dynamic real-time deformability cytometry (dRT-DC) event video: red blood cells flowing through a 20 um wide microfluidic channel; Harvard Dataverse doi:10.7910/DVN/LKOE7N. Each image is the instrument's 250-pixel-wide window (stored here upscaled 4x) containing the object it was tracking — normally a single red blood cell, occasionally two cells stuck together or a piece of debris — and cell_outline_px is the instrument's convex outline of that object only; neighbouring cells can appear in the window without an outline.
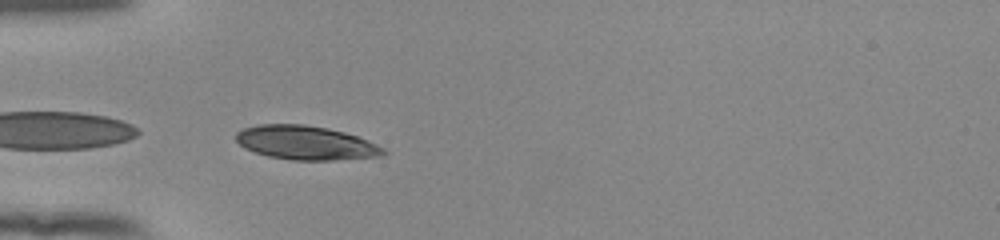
{"species": "human", "species_latin": "Homo sapiens", "temperature_condition": "room temperature", "stored_images_in_passage": 30, "camera_frame_rate_fps": 3000, "um_per_image_px": 0.085, "donor": {"sex": "female"}, "frame": {"image": 1, "passage_image": 1, "time_ms": 0.0, "image_size_px": [1000, 240], "cell_outline_px": [[388, 152], [384, 156], [332, 160], [292, 160], [268, 156], [244, 148], [236, 140], [236, 132], [244, 128], [260, 124], [304, 124], [328, 128], [344, 132], [368, 140], [384, 148]], "centroid_in_image_um": [26.01, 12.14], "position_along_channel_um": 59.0, "area_um2": 29.19}}
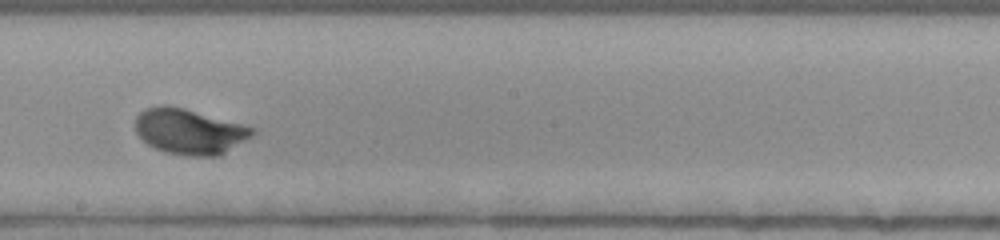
{"frame": {"image": 2, "passage_image": 15, "time_ms": 4.667, "image_size_px": [1000, 240], "cell_outline_px": [[256, 132], [252, 136], [220, 156], [188, 156], [168, 152], [156, 148], [148, 144], [136, 132], [136, 116], [144, 108], [164, 104], [184, 108], [256, 128]], "centroid_in_image_um": [16.11, 11.17], "position_along_channel_um": 232.1, "area_um2": 30.87}}
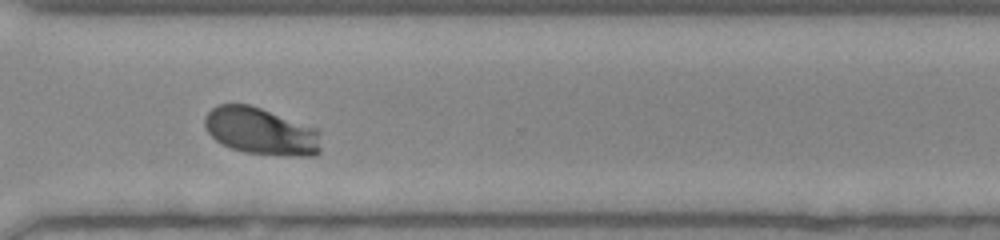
{"frame": {"image": 3, "passage_image": 24, "time_ms": 7.667, "image_size_px": [1000, 240], "cell_outline_px": [[320, 152], [316, 156], [288, 156], [244, 152], [232, 148], [216, 140], [208, 132], [204, 124], [204, 116], [212, 108], [220, 104], [248, 104], [260, 108], [316, 128], [320, 132]], "centroid_in_image_um": [22.2, 11.17], "position_along_channel_um": 348.4, "area_um2": 31.85}, "authors_computed_cell_mechanics": {"area_um2": 30.7785, "velocity_mm_per_s": 3.8526, "shape_relaxation_time_tau1_ms": 3.186, "shape_relaxation_time_tau2_ms": null, "deformation_change_tau1": 0.1941, "deformation_change_tau2": null}}